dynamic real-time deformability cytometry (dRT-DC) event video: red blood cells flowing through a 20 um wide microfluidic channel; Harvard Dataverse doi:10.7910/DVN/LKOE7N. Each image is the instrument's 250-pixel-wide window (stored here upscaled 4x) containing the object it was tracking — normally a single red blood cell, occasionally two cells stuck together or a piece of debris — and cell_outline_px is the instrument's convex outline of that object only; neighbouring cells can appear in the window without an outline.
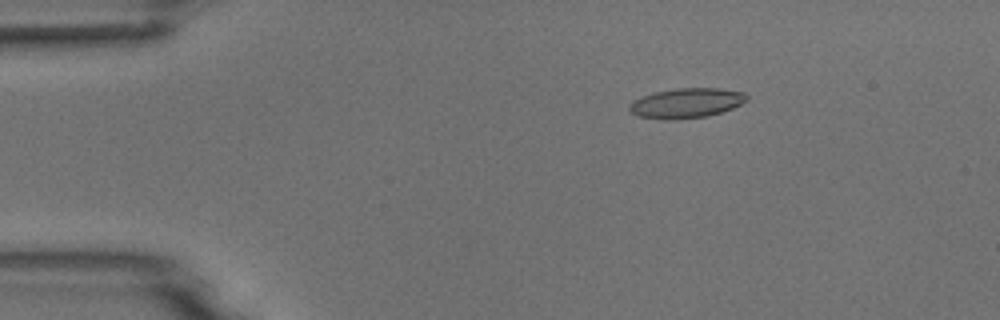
{"species": "common noctule bat (a hibernating species)", "species_latin": "Nyctalus noctula", "temperature_condition": "room temperature", "stored_images_in_passage": 4, "camera_frame_rate_fps": 3000, "um_per_image_px": 0.085, "animal": {"sex": "male", "body_mass_g": 18.8}, "frame": {"image": 1, "passage_image": 2, "time_ms": 1.0, "image_size_px": [1000, 320], "cell_outline_px": [[748, 100], [732, 108], [708, 116], [676, 120], [664, 120], [640, 116], [632, 112], [628, 108], [628, 104], [632, 100], [640, 96], [652, 92], [676, 88], [720, 88], [744, 92], [748, 96]], "centroid_in_image_um": [58.31, 8.75], "position_along_channel_um": 26.7, "area_um2": 20.69}}
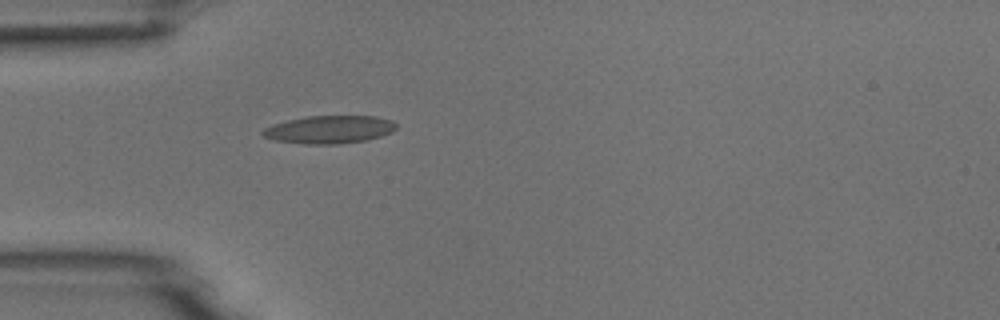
{"frame": {"image": 2, "passage_image": 4, "time_ms": 3.333, "image_size_px": [1000, 320], "cell_outline_px": [[396, 128], [392, 132], [368, 140], [336, 144], [304, 144], [276, 140], [264, 136], [260, 132], [264, 128], [272, 124], [288, 120], [308, 116], [376, 116], [392, 120], [396, 124]], "centroid_in_image_um": [28.0, 11.01], "position_along_channel_um": 57.0, "area_um2": 21.68}}